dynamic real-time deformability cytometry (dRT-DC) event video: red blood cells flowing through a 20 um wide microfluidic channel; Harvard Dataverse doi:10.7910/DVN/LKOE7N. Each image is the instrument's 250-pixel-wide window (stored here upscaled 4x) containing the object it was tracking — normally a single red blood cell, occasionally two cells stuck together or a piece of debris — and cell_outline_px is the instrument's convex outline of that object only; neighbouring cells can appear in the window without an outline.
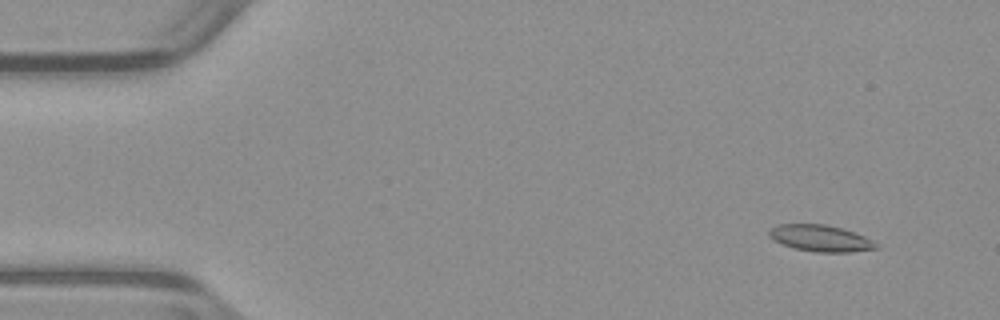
{"species": "common noctule bat (a hibernating species)", "species_latin": "Nyctalus noctula", "temperature_condition": "warm", "stored_images_in_passage": 50, "camera_frame_rate_fps": 3000, "um_per_image_px": 0.085, "animal": {"sex": "male", "body_mass_g": 23.1, "forearm_length_mm": 52.7}, "frame": {"image": 1, "passage_image": 2, "time_ms": 0.333, "image_size_px": [1000, 320], "cell_outline_px": [[880, 248], [852, 252], [816, 252], [796, 248], [784, 244], [768, 236], [768, 228], [776, 224], [824, 224], [840, 228], [864, 236], [880, 244]], "centroid_in_image_um": [69.76, 20.25], "position_along_channel_um": 15.2, "area_um2": 16.47}}
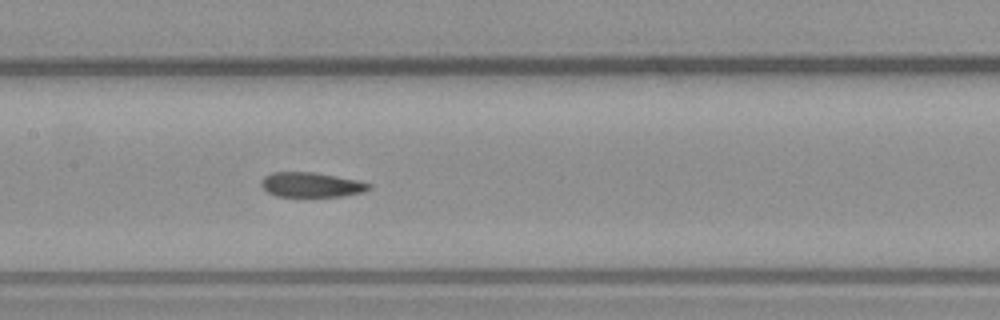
{"frame": {"image": 2, "passage_image": 23, "time_ms": 7.333, "image_size_px": [1000, 320], "cell_outline_px": [[372, 188], [364, 192], [340, 196], [276, 196], [268, 192], [260, 184], [264, 176], [272, 172], [316, 172], [360, 180], [372, 184]], "centroid_in_image_um": [26.51, 15.69], "position_along_channel_um": 180.9, "area_um2": 15.66}}
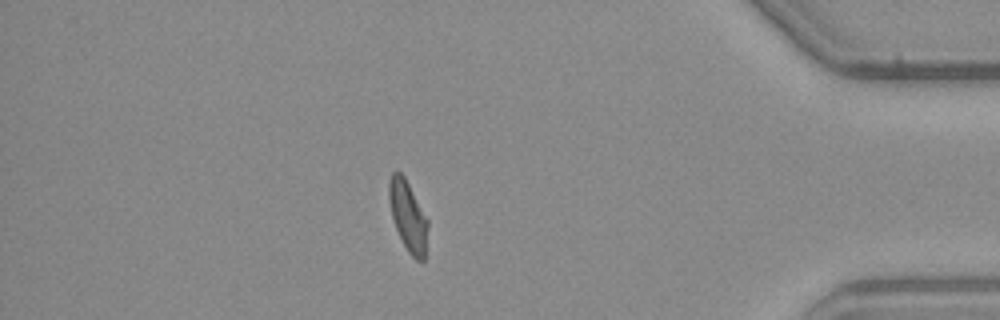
{"frame": {"image": 3, "passage_image": 43, "time_ms": 14.0, "image_size_px": [1000, 320], "cell_outline_px": [[428, 224], [424, 260], [416, 260], [408, 252], [396, 228], [392, 216], [388, 200], [388, 184], [392, 172], [396, 168], [404, 176], [428, 220]], "centroid_in_image_um": [34.66, 18.32], "position_along_channel_um": 400.5, "area_um2": 15.72}, "authors_computed_cell_mechanics": {"area_um2": 16.5308, "velocity_mm_per_s": 3.9464, "shape_relaxation_time_tau1_ms": null, "shape_relaxation_time_tau2_ms": 2.5122, "deformation_change_tau1": null, "deformation_change_tau2": 0.0779}}